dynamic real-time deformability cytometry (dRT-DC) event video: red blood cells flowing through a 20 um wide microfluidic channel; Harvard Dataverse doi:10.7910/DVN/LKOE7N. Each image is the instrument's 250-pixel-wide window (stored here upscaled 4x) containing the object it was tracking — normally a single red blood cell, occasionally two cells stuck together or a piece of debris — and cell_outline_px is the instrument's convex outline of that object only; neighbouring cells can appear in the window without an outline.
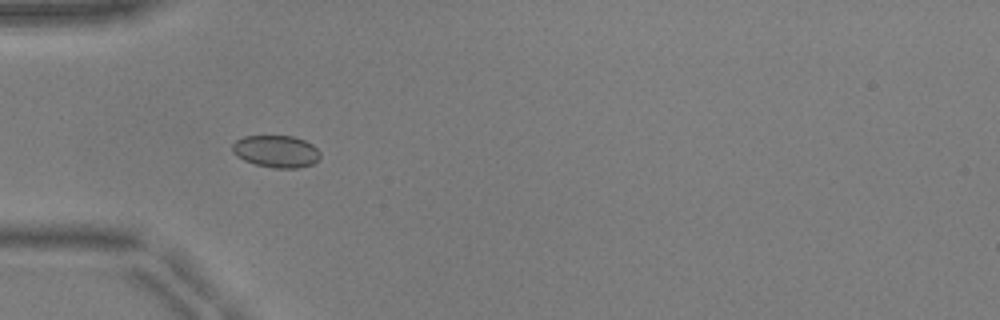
{"species": "common noctule bat (a hibernating species)", "species_latin": "Nyctalus noctula", "temperature_condition": "warm", "stored_images_in_passage": 20, "camera_frame_rate_fps": 3000, "um_per_image_px": 0.085, "animal": {"sex": "male", "body_mass_g": 17.9, "forearm_length_mm": 54.2}, "frame": {"image": 1, "passage_image": 4, "time_ms": 1.0, "image_size_px": [1000, 320], "cell_outline_px": [[320, 156], [312, 164], [300, 168], [272, 168], [256, 164], [244, 160], [236, 156], [232, 152], [232, 144], [236, 140], [244, 136], [292, 136], [304, 140], [312, 144], [320, 152]], "centroid_in_image_um": [23.46, 12.87], "position_along_channel_um": 61.5, "area_um2": 16.47}}
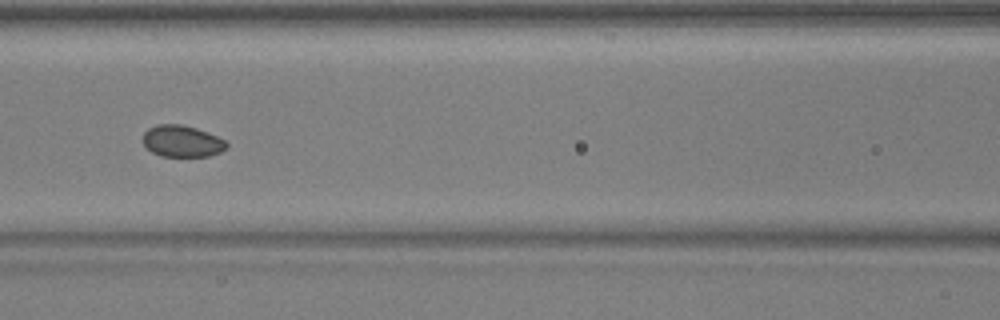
{"frame": {"image": 2, "passage_image": 11, "time_ms": 3.333, "image_size_px": [1000, 320], "cell_outline_px": [[228, 148], [220, 152], [208, 156], [160, 156], [152, 152], [144, 144], [144, 132], [148, 128], [156, 124], [180, 124], [196, 128], [216, 136], [224, 140], [228, 144]], "centroid_in_image_um": [15.47, 12.0], "position_along_channel_um": 151.1, "area_um2": 15.32}}
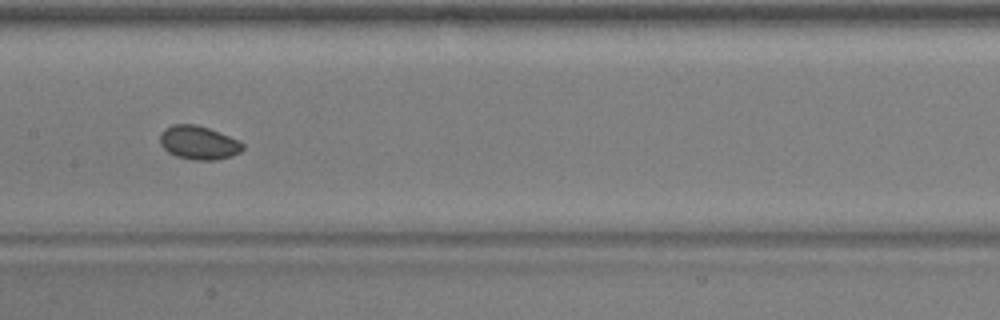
{"frame": {"image": 3, "passage_image": 14, "time_ms": 4.333, "image_size_px": [1000, 320], "cell_outline_px": [[244, 148], [240, 152], [232, 156], [212, 160], [192, 160], [176, 156], [168, 152], [160, 144], [160, 132], [164, 128], [172, 124], [196, 124], [220, 132], [240, 140], [244, 144]], "centroid_in_image_um": [16.88, 12.12], "position_along_channel_um": 190.5, "area_um2": 16.42}}